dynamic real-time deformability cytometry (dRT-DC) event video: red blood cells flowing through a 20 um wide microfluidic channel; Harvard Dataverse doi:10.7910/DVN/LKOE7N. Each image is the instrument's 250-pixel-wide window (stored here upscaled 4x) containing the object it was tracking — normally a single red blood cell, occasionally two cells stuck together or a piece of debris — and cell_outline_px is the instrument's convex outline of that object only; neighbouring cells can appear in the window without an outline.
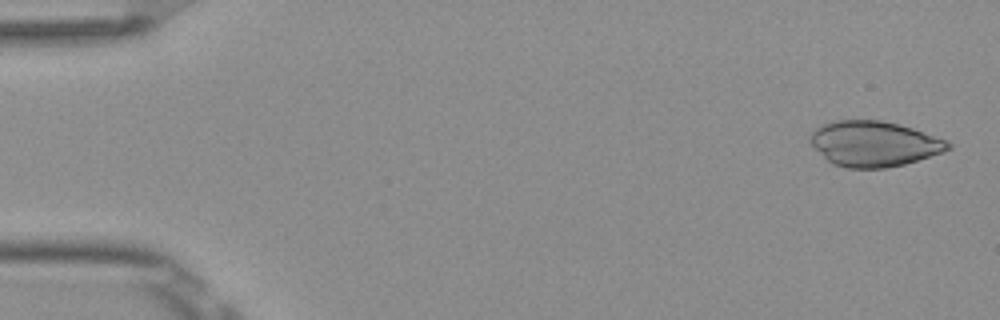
{"species": "Egyptian fruit bat (a non-hibernating species)", "species_latin": "Rousettus aegyptiacus", "temperature_condition": "room temperature", "stored_images_in_passage": 4, "camera_frame_rate_fps": 3000, "um_per_image_px": 0.085, "frame": {"image": 1, "passage_image": 1, "time_ms": 0.0, "image_size_px": [1000, 320], "cell_outline_px": [[952, 148], [944, 152], [904, 164], [884, 168], [844, 168], [832, 164], [808, 140], [808, 136], [816, 128], [824, 124], [836, 120], [880, 120], [900, 124], [948, 140], [952, 144]], "centroid_in_image_um": [74.31, 12.22], "position_along_channel_um": 10.7, "area_um2": 36.47}}